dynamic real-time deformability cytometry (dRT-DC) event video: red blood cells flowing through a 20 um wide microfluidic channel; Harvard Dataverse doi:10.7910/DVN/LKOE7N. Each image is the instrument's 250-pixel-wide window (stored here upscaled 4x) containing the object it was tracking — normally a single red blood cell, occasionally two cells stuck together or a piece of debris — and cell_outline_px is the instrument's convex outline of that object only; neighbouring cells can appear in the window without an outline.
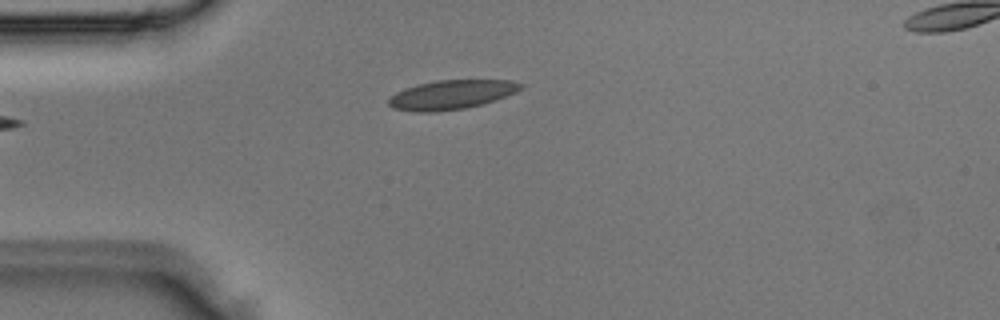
{"species": "Egyptian fruit bat (a non-hibernating species)", "species_latin": "Rousettus aegyptiacus", "temperature_condition": "room temperature", "stored_images_in_passage": 3, "camera_frame_rate_fps": 3000, "um_per_image_px": 0.085, "animal": {"sex": "male"}, "frame": {"image": 1, "passage_image": 3, "time_ms": 0.667, "image_size_px": [1000, 320], "cell_outline_px": [[524, 88], [516, 92], [496, 100], [484, 104], [464, 108], [436, 112], [416, 112], [392, 108], [388, 104], [388, 100], [396, 92], [404, 88], [436, 80], [512, 80], [524, 84]], "centroid_in_image_um": [38.4, 8.05], "position_along_channel_um": 46.6, "area_um2": 22.6}}